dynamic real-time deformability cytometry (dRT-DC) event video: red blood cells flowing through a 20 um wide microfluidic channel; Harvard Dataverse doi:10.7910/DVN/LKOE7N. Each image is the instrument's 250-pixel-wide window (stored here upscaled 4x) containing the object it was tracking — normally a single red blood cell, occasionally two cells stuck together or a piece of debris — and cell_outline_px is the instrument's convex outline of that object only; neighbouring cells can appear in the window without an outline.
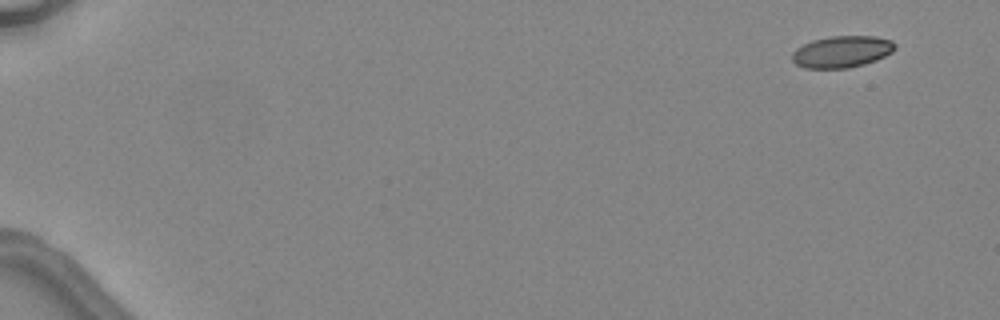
{"species": "common noctule bat (a hibernating species)", "species_latin": "Nyctalus noctula", "temperature_condition": "warm", "stored_images_in_passage": 4, "camera_frame_rate_fps": 3000, "um_per_image_px": 0.085, "animal": {"sex": "female", "body_mass_g": 24.6, "forearm_length_mm": 56.2}, "frame": {"image": 1, "passage_image": 1, "time_ms": 0.0, "image_size_px": [1000, 320], "cell_outline_px": [[896, 48], [892, 52], [876, 60], [864, 64], [848, 68], [804, 68], [796, 64], [792, 60], [792, 52], [796, 48], [812, 40], [828, 36], [876, 36], [892, 40], [896, 44]], "centroid_in_image_um": [71.56, 4.39], "position_along_channel_um": 13.4, "area_um2": 19.13}}